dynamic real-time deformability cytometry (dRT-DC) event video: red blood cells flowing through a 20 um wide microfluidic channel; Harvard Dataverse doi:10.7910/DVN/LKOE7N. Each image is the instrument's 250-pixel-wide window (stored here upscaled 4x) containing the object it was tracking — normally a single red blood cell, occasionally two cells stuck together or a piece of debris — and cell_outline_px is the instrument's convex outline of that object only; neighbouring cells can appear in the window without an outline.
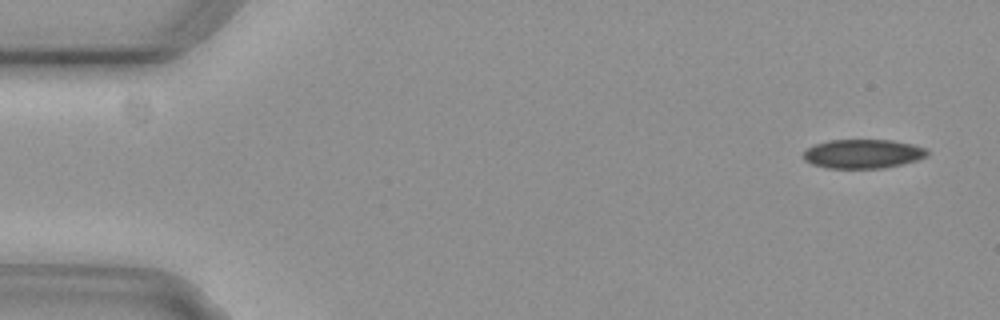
{"species": "common noctule bat (a hibernating species)", "species_latin": "Nyctalus noctula", "temperature_condition": "cold", "stored_images_in_passage": 5, "camera_frame_rate_fps": 3000, "um_per_image_px": 0.085, "animal": {"sex": "female", "body_mass_g": 29.2, "forearm_length_mm": 56.3}, "frame": {"image": 1, "passage_image": 1, "time_ms": 0.0, "image_size_px": [1000, 320], "cell_outline_px": [[928, 156], [904, 164], [884, 168], [828, 168], [812, 164], [804, 160], [804, 152], [812, 144], [828, 140], [892, 140], [912, 144], [928, 148]], "centroid_in_image_um": [73.37, 13.07], "position_along_channel_um": 11.6, "area_um2": 21.15}}
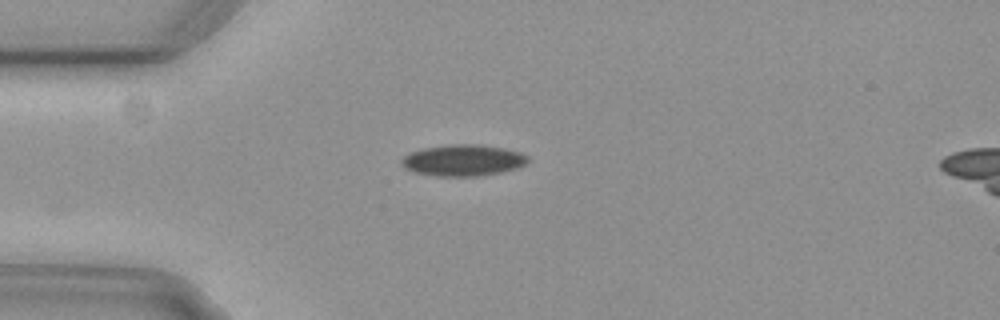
{"frame": {"image": 2, "passage_image": 4, "time_ms": 1.0, "image_size_px": [1000, 320], "cell_outline_px": [[528, 160], [524, 164], [516, 168], [500, 172], [476, 176], [436, 176], [412, 172], [404, 168], [400, 164], [400, 160], [404, 156], [412, 152], [424, 148], [452, 144], [476, 144], [504, 148], [520, 152], [528, 156]], "centroid_in_image_um": [39.32, 13.63], "position_along_channel_um": 45.7, "area_um2": 23.0}}